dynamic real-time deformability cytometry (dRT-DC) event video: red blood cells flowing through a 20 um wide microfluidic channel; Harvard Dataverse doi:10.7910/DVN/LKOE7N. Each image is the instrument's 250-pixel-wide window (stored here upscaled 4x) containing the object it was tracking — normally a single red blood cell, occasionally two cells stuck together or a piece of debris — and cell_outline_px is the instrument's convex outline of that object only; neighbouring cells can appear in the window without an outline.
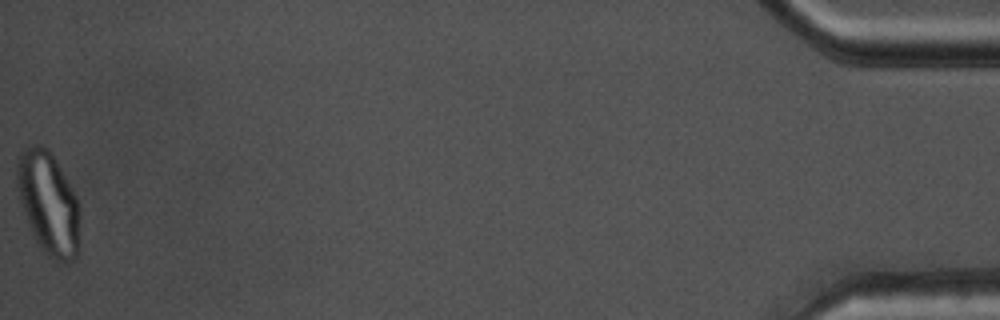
{"species": "common noctule bat (a hibernating species)", "species_latin": "Nyctalus noctula", "temperature_condition": "warm", "stored_images_in_passage": 44, "camera_frame_rate_fps": 3000, "um_per_image_px": 0.085, "animal": {"sex": "male", "body_mass_g": 17.5, "forearm_length_mm": 52.3}, "frame": {"image": 1, "passage_image": 44, "time_ms": 14.333, "image_size_px": [1000, 320], "cell_outline_px": [[80, 248], [76, 256], [68, 264], [60, 264], [48, 256], [40, 248], [28, 224], [20, 204], [16, 180], [16, 168], [20, 156], [24, 148], [32, 144], [40, 144], [48, 148], [60, 168], [76, 196], [80, 208]], "centroid_in_image_um": [4.14, 17.33], "position_along_channel_um": 431.1, "area_um2": 38.21}}